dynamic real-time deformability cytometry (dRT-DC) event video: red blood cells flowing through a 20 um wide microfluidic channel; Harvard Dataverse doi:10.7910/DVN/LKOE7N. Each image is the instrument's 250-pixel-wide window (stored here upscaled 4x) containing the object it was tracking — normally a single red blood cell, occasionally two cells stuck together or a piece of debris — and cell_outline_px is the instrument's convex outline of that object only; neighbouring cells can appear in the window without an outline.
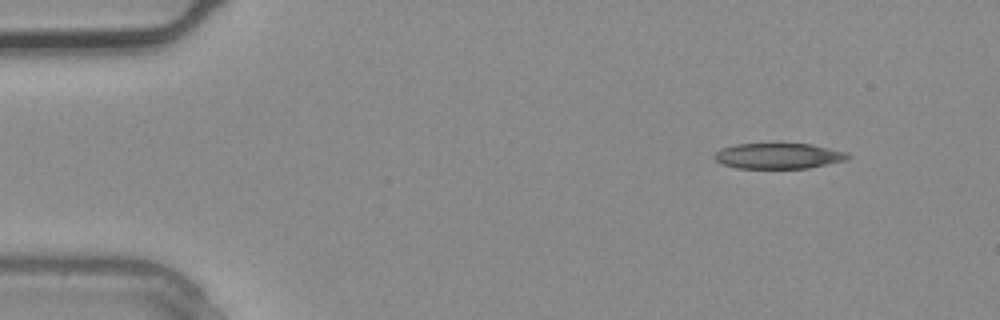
{"species": "common noctule bat (a hibernating species)", "species_latin": "Nyctalus noctula", "temperature_condition": "warm", "stored_images_in_passage": 3, "camera_frame_rate_fps": 3000, "um_per_image_px": 0.085, "animal": {"sex": "male", "body_mass_g": 20.4}, "frame": {"image": 1, "passage_image": 1, "time_ms": 0.0, "image_size_px": [1000, 320], "cell_outline_px": [[852, 156], [848, 160], [808, 168], [736, 168], [724, 164], [716, 160], [712, 156], [720, 148], [736, 144], [808, 144], [848, 152]], "centroid_in_image_um": [66.19, 13.26], "position_along_channel_um": 18.8, "area_um2": 19.88}}
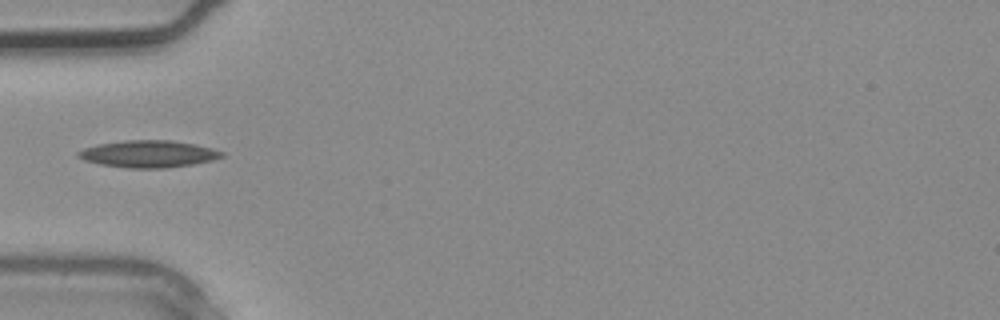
{"frame": {"image": 2, "passage_image": 3, "time_ms": 0.667, "image_size_px": [1000, 320], "cell_outline_px": [[224, 156], [212, 160], [192, 164], [168, 168], [128, 168], [100, 164], [84, 160], [76, 156], [76, 152], [84, 148], [100, 144], [124, 140], [172, 140], [196, 144], [212, 148], [224, 152]], "centroid_in_image_um": [12.62, 13.08], "position_along_channel_um": 72.4, "area_um2": 22.66}}